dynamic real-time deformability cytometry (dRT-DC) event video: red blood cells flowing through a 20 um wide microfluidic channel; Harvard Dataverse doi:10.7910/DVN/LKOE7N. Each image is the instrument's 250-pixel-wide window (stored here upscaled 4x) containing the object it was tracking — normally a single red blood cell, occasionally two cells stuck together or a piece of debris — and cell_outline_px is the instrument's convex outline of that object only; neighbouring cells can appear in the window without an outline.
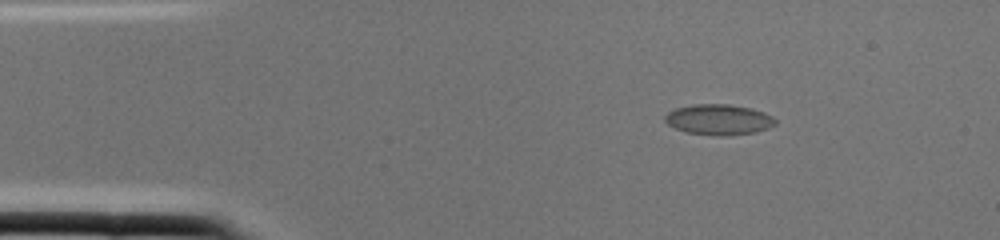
{"species": "common noctule bat (a hibernating species)", "species_latin": "Nyctalus noctula", "temperature_condition": "cold", "stored_images_in_passage": 1, "camera_frame_rate_fps": 3000, "um_per_image_px": 0.085, "animal": {"sex": "female", "body_mass_g": 22.0, "forearm_length_mm": 56.7}, "frame": {"image": 1, "passage_image": 1, "time_ms": 0.0, "image_size_px": [1000, 240], "cell_outline_px": [[776, 124], [768, 128], [756, 132], [720, 136], [712, 136], [688, 132], [676, 128], [668, 124], [664, 120], [664, 116], [668, 112], [676, 108], [692, 104], [728, 104], [752, 108], [764, 112], [772, 116], [776, 120]], "centroid_in_image_um": [61.1, 10.16], "position_along_channel_um": 23.9, "area_um2": 19.71}}